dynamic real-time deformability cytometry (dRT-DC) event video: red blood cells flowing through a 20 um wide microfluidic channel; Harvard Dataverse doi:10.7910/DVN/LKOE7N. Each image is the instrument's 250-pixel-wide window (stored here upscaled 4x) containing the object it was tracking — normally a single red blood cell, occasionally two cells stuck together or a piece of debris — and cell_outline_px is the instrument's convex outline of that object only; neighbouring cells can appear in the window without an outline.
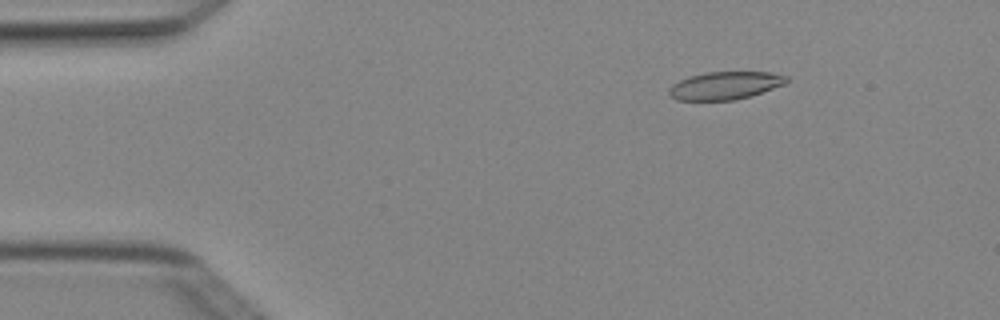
{"species": "Egyptian fruit bat (a non-hibernating species)", "species_latin": "Rousettus aegyptiacus", "temperature_condition": "cold", "stored_images_in_passage": 4, "camera_frame_rate_fps": 3000, "um_per_image_px": 0.085, "animal": {"sex": "female"}, "frame": {"image": 1, "passage_image": 2, "time_ms": 0.333, "image_size_px": [1000, 320], "cell_outline_px": [[788, 80], [784, 84], [736, 100], [676, 100], [668, 96], [668, 88], [672, 84], [688, 76], [704, 72], [772, 72], [788, 76]], "centroid_in_image_um": [61.57, 7.26], "position_along_channel_um": 23.4, "area_um2": 19.07}}